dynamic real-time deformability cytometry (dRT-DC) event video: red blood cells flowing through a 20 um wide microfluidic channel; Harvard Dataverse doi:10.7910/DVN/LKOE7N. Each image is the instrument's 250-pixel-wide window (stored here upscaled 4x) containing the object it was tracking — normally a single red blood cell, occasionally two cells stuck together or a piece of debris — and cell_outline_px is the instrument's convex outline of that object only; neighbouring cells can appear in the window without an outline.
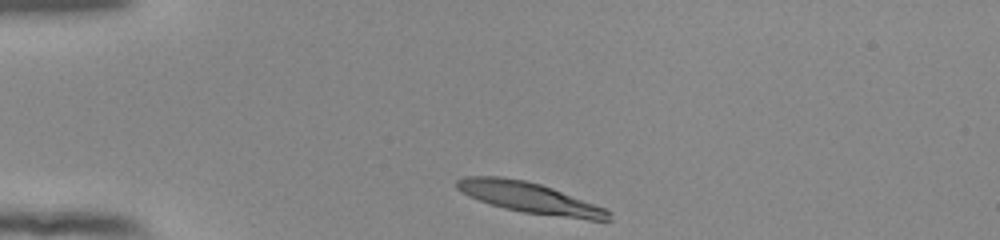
{"species": "human", "species_latin": "Homo sapiens", "temperature_condition": "room temperature", "stored_images_in_passage": 34, "camera_frame_rate_fps": 3000, "um_per_image_px": 0.085, "donor": {"sex": "female"}, "frame": {"image": 1, "passage_image": 1, "time_ms": 0.0, "image_size_px": [1000, 240], "cell_outline_px": [[612, 220], [588, 220], [520, 212], [504, 208], [468, 196], [460, 192], [456, 188], [456, 180], [464, 176], [500, 176], [524, 180], [540, 184], [552, 188], [604, 208], [612, 212]], "centroid_in_image_um": [45.01, 16.82], "position_along_channel_um": 40.0, "area_um2": 27.17}}
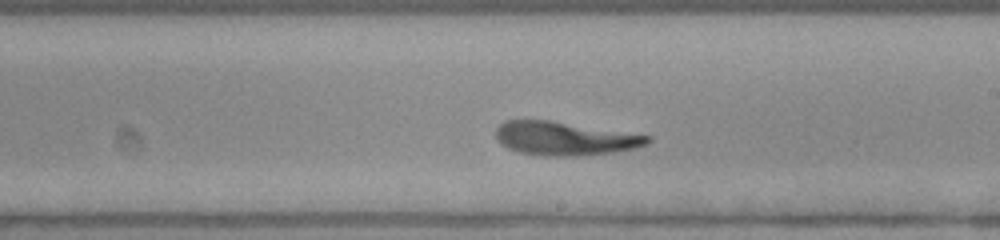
{"frame": {"image": 2, "passage_image": 20, "time_ms": 6.333, "image_size_px": [1000, 240], "cell_outline_px": [[652, 140], [648, 144], [632, 148], [612, 152], [580, 156], [544, 156], [520, 152], [508, 148], [496, 136], [496, 128], [504, 120], [548, 120], [652, 136]], "centroid_in_image_um": [48.01, 11.77], "position_along_channel_um": 241.0, "area_um2": 29.36}}
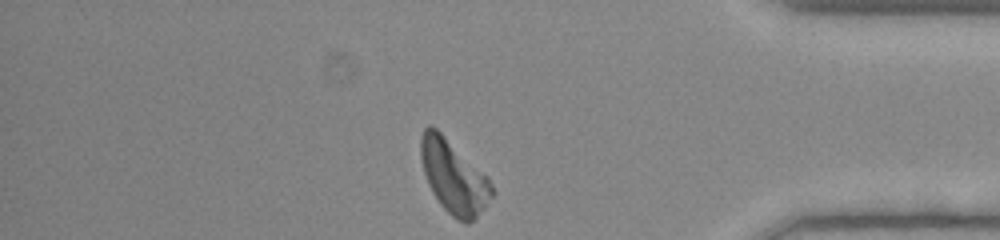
{"frame": {"image": 3, "passage_image": 34, "time_ms": 11.0, "image_size_px": [1000, 240], "cell_outline_px": [[496, 192], [484, 208], [468, 224], [464, 224], [456, 220], [440, 204], [432, 192], [428, 184], [424, 172], [420, 156], [420, 136], [424, 128], [428, 124], [436, 128], [488, 176]], "centroid_in_image_um": [38.57, 15.03], "position_along_channel_um": 396.6, "area_um2": 30.4}}